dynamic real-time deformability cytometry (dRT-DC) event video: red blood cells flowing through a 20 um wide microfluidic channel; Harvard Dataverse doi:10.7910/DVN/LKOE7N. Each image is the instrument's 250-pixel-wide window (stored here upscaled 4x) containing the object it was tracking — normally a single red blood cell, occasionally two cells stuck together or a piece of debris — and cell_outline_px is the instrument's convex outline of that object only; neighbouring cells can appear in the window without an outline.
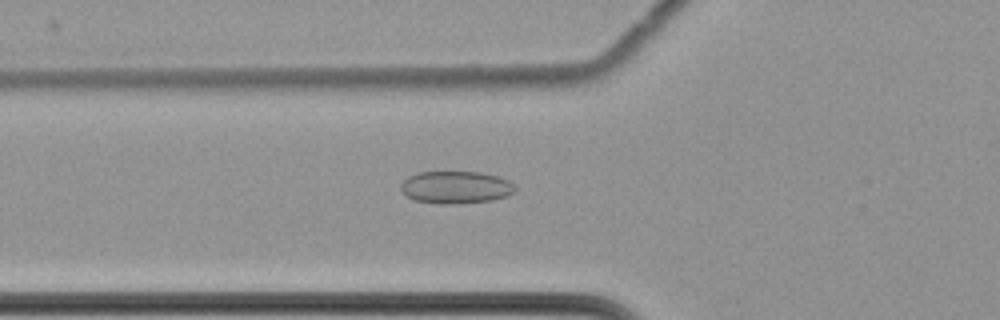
{"species": "common noctule bat (a hibernating species)", "species_latin": "Nyctalus noctula", "temperature_condition": "cold", "stored_images_in_passage": 49, "camera_frame_rate_fps": 3000, "um_per_image_px": 0.085, "animal": {"sex": "female", "body_mass_g": 22.7, "forearm_length_mm": 54.2}, "frame": {"image": 1, "passage_image": 12, "time_ms": 3.667, "image_size_px": [1000, 320], "cell_outline_px": [[516, 188], [508, 196], [492, 200], [456, 204], [436, 204], [416, 200], [404, 196], [400, 192], [400, 184], [408, 176], [416, 172], [480, 172], [496, 176], [508, 180]], "centroid_in_image_um": [38.68, 15.93], "position_along_channel_um": 87.1, "area_um2": 21.79}}
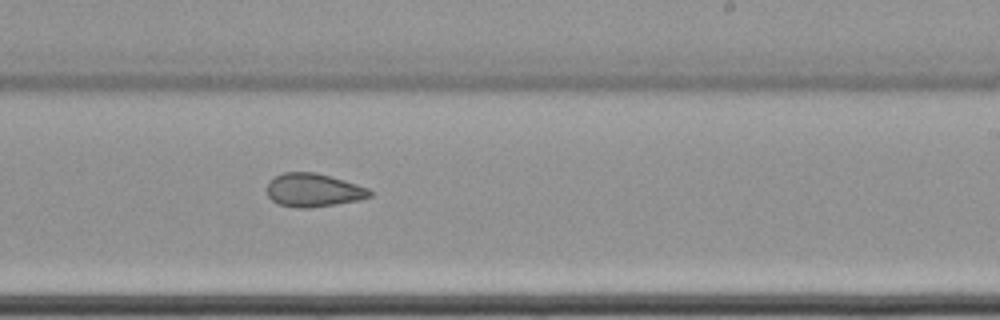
{"frame": {"image": 2, "passage_image": 27, "time_ms": 8.667, "image_size_px": [1000, 320], "cell_outline_px": [[372, 196], [360, 200], [336, 204], [308, 208], [296, 208], [276, 204], [268, 196], [268, 180], [284, 172], [316, 172], [344, 180], [368, 188], [372, 192]], "centroid_in_image_um": [26.63, 16.17], "position_along_channel_um": 262.4, "area_um2": 20.11}}
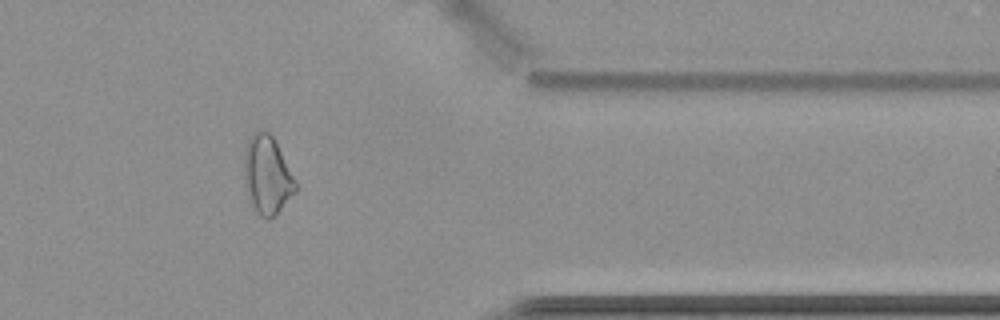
{"frame": {"image": 3, "passage_image": 39, "time_ms": 12.667, "image_size_px": [1000, 320], "cell_outline_px": [[296, 192], [276, 216], [268, 220], [260, 216], [256, 212], [252, 204], [244, 184], [244, 148], [248, 140], [260, 128], [264, 128], [272, 136], [296, 180]], "centroid_in_image_um": [22.7, 14.91], "position_along_channel_um": 388.7, "area_um2": 23.58}, "authors_computed_cell_mechanics": {"area_um2": 21.7328, "velocity_mm_per_s": 3.4995, "shape_relaxation_time_tau1_ms": null, "shape_relaxation_time_tau2_ms": 2.4849, "deformation_change_tau1": null, "deformation_change_tau2": 0.0914}}